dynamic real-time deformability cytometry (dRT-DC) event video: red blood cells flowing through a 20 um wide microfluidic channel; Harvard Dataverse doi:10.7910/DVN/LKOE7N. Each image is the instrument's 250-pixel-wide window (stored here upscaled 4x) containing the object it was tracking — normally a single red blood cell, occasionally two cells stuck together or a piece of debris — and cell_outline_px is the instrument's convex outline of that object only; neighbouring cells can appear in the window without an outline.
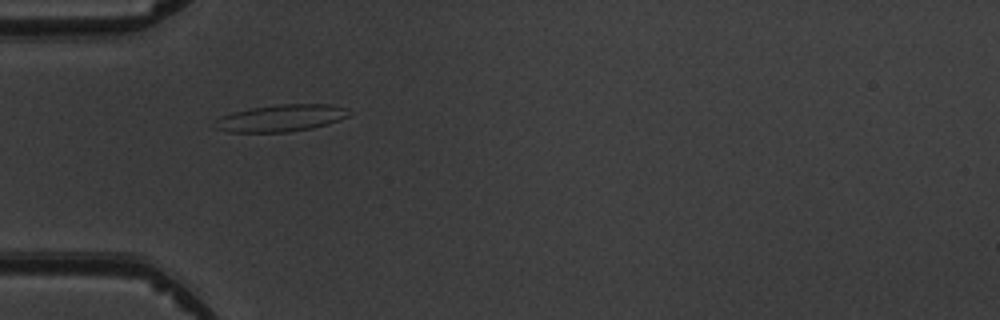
{"species": "common noctule bat (a hibernating species)", "species_latin": "Nyctalus noctula", "temperature_condition": "warm", "stored_images_in_passage": 3, "camera_frame_rate_fps": 3000, "um_per_image_px": 0.085, "animal": {"sex": "male", "body_mass_g": 19.5, "forearm_length_mm": 54.6}, "frame": {"image": 1, "passage_image": 2, "time_ms": 1.0, "image_size_px": [1000, 320], "cell_outline_px": [[348, 116], [328, 124], [312, 128], [288, 132], [228, 132], [216, 128], [216, 120], [220, 116], [232, 112], [252, 108], [276, 104], [332, 104], [348, 108]], "centroid_in_image_um": [23.89, 10.03], "position_along_channel_um": 61.1, "area_um2": 21.04}}
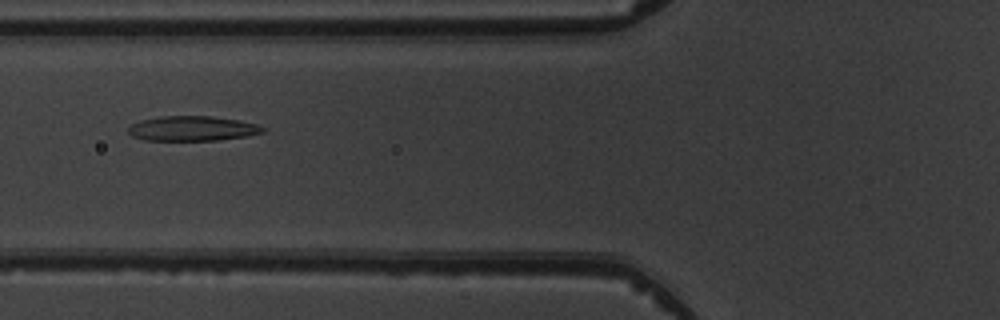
{"frame": {"image": 2, "passage_image": 3, "time_ms": 2.333, "image_size_px": [1000, 320], "cell_outline_px": [[264, 132], [248, 136], [220, 140], [144, 140], [132, 136], [128, 132], [128, 124], [140, 120], [160, 116], [212, 116], [240, 120], [256, 124], [264, 128]], "centroid_in_image_um": [16.32, 10.92], "position_along_channel_um": 109.5, "area_um2": 19.65}}